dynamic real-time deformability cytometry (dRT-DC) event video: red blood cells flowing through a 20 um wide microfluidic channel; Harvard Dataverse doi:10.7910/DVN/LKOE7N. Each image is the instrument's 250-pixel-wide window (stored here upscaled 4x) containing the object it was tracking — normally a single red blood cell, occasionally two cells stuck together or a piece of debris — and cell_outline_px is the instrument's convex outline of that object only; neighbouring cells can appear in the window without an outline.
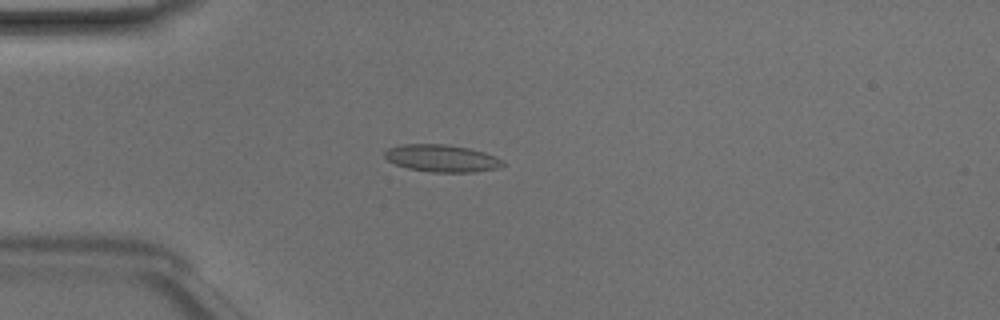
{"species": "Egyptian fruit bat (a non-hibernating species)", "species_latin": "Rousettus aegyptiacus", "temperature_condition": "room temperature", "stored_images_in_passage": 48, "camera_frame_rate_fps": 3000, "um_per_image_px": 0.085, "animal": {"sex": "male"}, "frame": {"image": 1, "passage_image": 12, "time_ms": 3.667, "image_size_px": [1000, 320], "cell_outline_px": [[504, 164], [500, 168], [472, 172], [432, 172], [408, 168], [396, 164], [388, 160], [384, 156], [384, 152], [388, 148], [400, 144], [444, 144], [468, 148], [484, 152], [496, 156], [504, 160]], "centroid_in_image_um": [37.57, 13.45], "position_along_channel_um": 47.4, "area_um2": 18.79}}
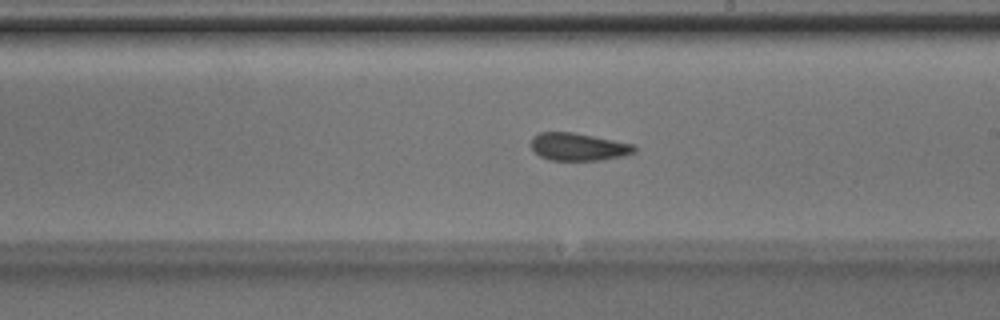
{"frame": {"image": 2, "passage_image": 27, "time_ms": 8.667, "image_size_px": [1000, 320], "cell_outline_px": [[636, 152], [624, 156], [600, 160], [548, 160], [540, 156], [532, 148], [532, 136], [540, 132], [572, 132], [636, 144]], "centroid_in_image_um": [49.19, 12.48], "position_along_channel_um": 239.8, "area_um2": 16.7}}
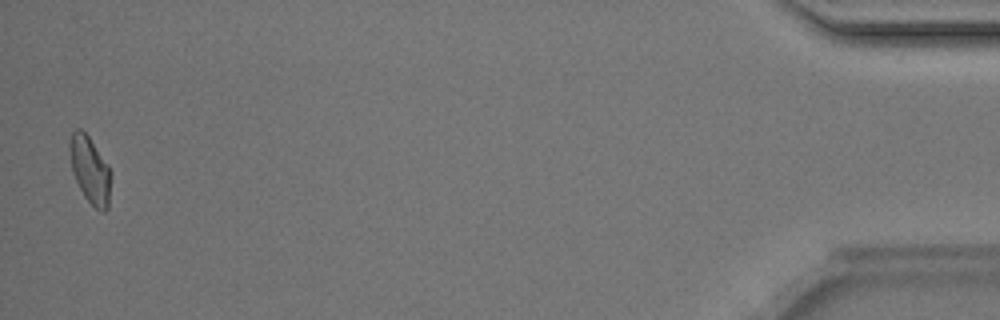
{"frame": {"image": 3, "passage_image": 47, "time_ms": 15.333, "image_size_px": [1000, 320], "cell_outline_px": [[112, 172], [108, 208], [104, 212], [100, 212], [84, 196], [72, 172], [68, 148], [68, 144], [72, 132], [76, 128], [80, 128], [88, 136]], "centroid_in_image_um": [7.64, 14.45], "position_along_channel_um": 427.6, "area_um2": 16.07}, "authors_computed_cell_mechanics": {"area_um2": 17.0221, "velocity_mm_per_s": 4.1628, "shape_relaxation_time_tau1_ms": 6.3139, "shape_relaxation_time_tau2_ms": 2.8122, "deformation_change_tau1": 0.1359, "deformation_change_tau2": 0.0914}}